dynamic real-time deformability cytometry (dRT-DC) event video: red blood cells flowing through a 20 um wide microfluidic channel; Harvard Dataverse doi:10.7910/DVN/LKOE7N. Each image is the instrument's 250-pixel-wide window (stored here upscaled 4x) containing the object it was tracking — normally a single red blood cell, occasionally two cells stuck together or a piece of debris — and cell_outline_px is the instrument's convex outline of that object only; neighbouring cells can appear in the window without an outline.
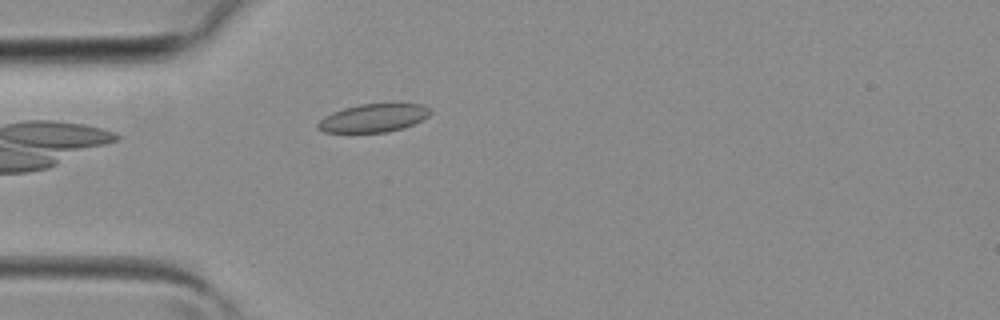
{"species": "common noctule bat (a hibernating species)", "species_latin": "Nyctalus noctula", "temperature_condition": "room temperature", "stored_images_in_passage": 4, "camera_frame_rate_fps": 3000, "um_per_image_px": 0.085, "animal": {"sex": "female", "body_mass_g": 19.3, "forearm_length_mm": 54.1}, "frame": {"image": 1, "passage_image": 4, "time_ms": 1.0, "image_size_px": [1000, 320], "cell_outline_px": [[432, 112], [428, 116], [404, 128], [388, 132], [324, 132], [316, 128], [316, 124], [324, 116], [332, 112], [344, 108], [360, 104], [424, 104]], "centroid_in_image_um": [31.71, 10.03], "position_along_channel_um": 53.3, "area_um2": 18.38}}